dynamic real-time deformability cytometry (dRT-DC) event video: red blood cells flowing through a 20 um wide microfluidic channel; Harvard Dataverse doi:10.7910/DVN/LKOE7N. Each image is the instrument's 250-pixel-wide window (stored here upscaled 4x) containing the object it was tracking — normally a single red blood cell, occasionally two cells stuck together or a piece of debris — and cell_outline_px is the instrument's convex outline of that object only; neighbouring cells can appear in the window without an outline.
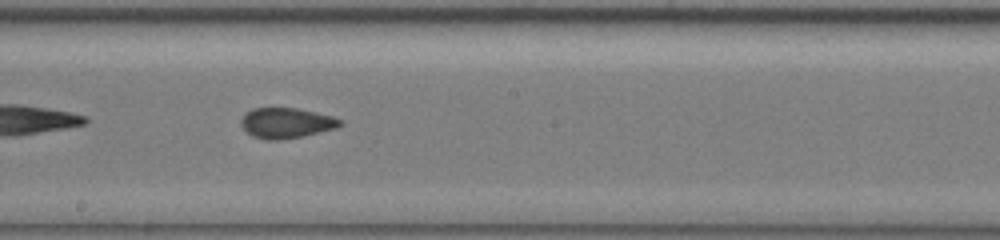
{"species": "common noctule bat (a hibernating species)", "species_latin": "Nyctalus noctula", "temperature_condition": "warm", "stored_images_in_passage": 34, "camera_frame_rate_fps": 3000, "um_per_image_px": 0.085, "animal": {"sex": "female", "body_mass_g": 19.5, "forearm_length_mm": 54.1}, "frame": {"image": 1, "passage_image": 15, "time_ms": 4.667, "image_size_px": [1000, 240], "cell_outline_px": [[344, 124], [336, 128], [304, 136], [280, 140], [264, 140], [252, 136], [240, 124], [240, 120], [244, 112], [252, 108], [296, 108], [332, 116], [344, 120]], "centroid_in_image_um": [24.33, 10.46], "position_along_channel_um": 223.9, "area_um2": 17.74}}